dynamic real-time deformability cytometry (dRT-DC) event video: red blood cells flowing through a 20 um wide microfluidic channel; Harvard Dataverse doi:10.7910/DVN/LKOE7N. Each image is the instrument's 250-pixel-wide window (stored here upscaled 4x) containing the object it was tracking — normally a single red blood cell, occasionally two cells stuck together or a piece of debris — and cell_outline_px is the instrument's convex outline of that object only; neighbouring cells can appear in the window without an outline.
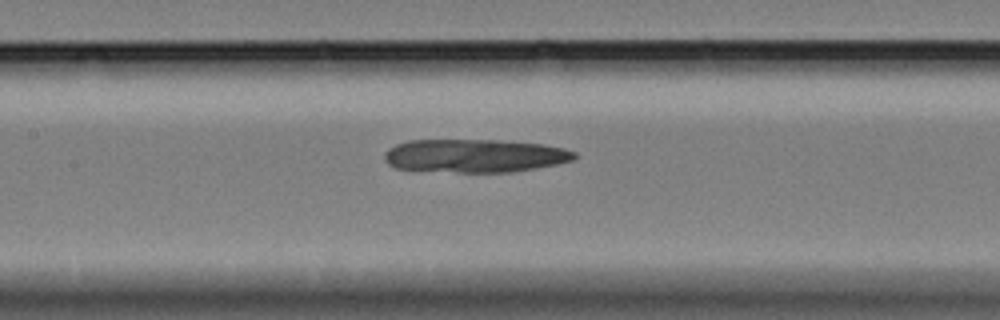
{"species": "Egyptian fruit bat (a non-hibernating species)", "species_latin": "Rousettus aegyptiacus", "temperature_condition": "cold", "stored_images_in_passage": 40, "camera_frame_rate_fps": 3000, "um_per_image_px": 0.085, "animal": {"sex": "female"}, "frame": {"image": 1, "passage_image": 16, "time_ms": 5.0, "image_size_px": [1000, 320], "cell_outline_px": [[576, 156], [572, 160], [556, 164], [536, 168], [512, 172], [460, 172], [396, 168], [388, 164], [384, 160], [384, 152], [388, 148], [396, 144], [408, 140], [496, 140], [544, 144], [564, 148], [576, 152]], "centroid_in_image_um": [40.34, 13.23], "position_along_channel_um": 167.1, "area_um2": 36.82}}
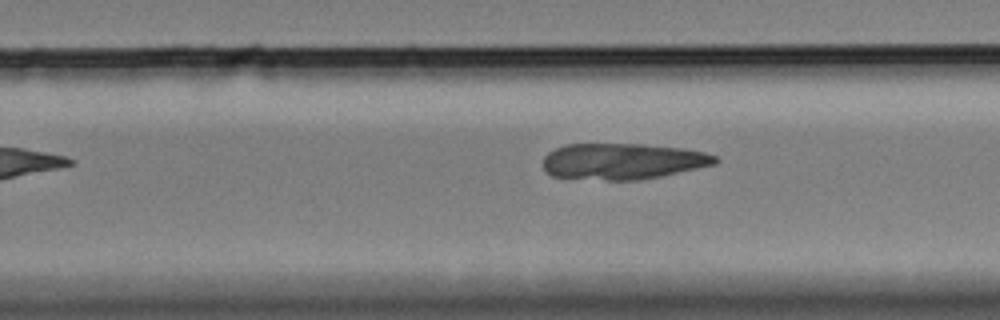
{"frame": {"image": 2, "passage_image": 26, "time_ms": 8.333, "image_size_px": [1000, 320], "cell_outline_px": [[720, 160], [716, 164], [660, 176], [640, 180], [608, 180], [552, 176], [544, 168], [544, 156], [548, 152], [564, 144], [644, 144], [684, 148], [704, 152], [716, 156]], "centroid_in_image_um": [52.94, 13.7], "position_along_channel_um": 276.9, "area_um2": 36.18}}
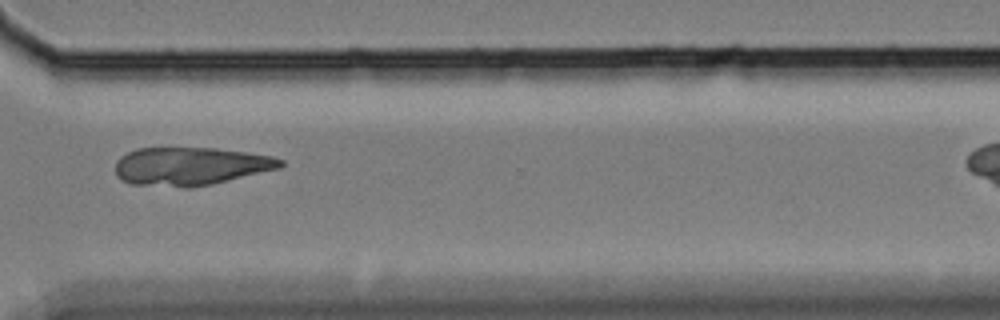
{"frame": {"image": 3, "passage_image": 33, "time_ms": 10.667, "image_size_px": [1000, 320], "cell_outline_px": [[284, 164], [280, 168], [212, 184], [188, 188], [184, 188], [132, 184], [120, 180], [116, 176], [116, 160], [120, 156], [136, 148], [216, 148], [272, 156], [284, 160]], "centroid_in_image_um": [16.16, 14.13], "position_along_channel_um": 354.4, "area_um2": 36.88}}